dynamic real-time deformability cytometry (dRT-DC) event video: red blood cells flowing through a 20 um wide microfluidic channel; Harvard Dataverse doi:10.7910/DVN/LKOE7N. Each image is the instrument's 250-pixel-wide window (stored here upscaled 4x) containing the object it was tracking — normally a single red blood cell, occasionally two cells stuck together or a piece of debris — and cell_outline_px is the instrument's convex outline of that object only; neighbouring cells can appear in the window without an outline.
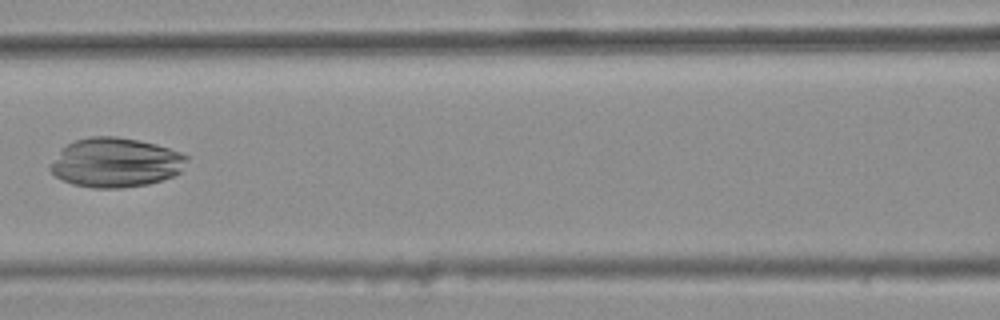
{"species": "common noctule bat (a hibernating species)", "species_latin": "Nyctalus noctula", "temperature_condition": "warm", "stored_images_in_passage": 5, "camera_frame_rate_fps": 3000, "um_per_image_px": 0.085, "animal": {"sex": "female", "body_mass_g": 25.1}, "frame": {"image": 1, "passage_image": 4, "time_ms": 1.0, "image_size_px": [1000, 320], "cell_outline_px": [[188, 160], [180, 172], [172, 176], [148, 184], [120, 188], [92, 188], [72, 184], [56, 176], [48, 168], [60, 148], [76, 140], [92, 136], [116, 136], [156, 144], [180, 152], [188, 156]], "centroid_in_image_um": [9.81, 13.82], "position_along_channel_um": 156.8, "area_um2": 39.25}}
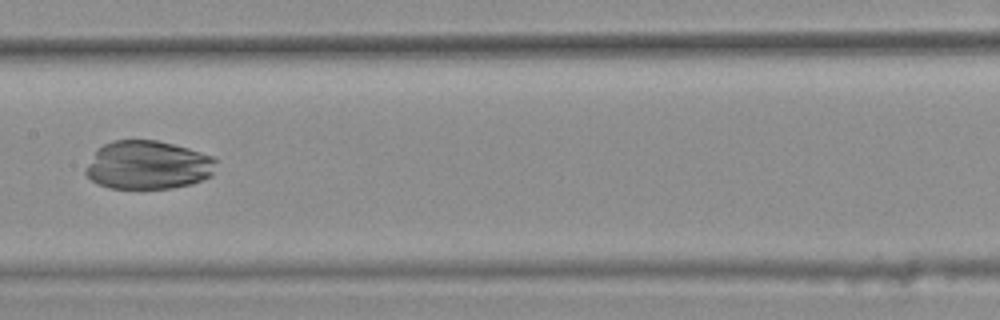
{"frame": {"image": 2, "passage_image": 5, "time_ms": 1.333, "image_size_px": [1000, 320], "cell_outline_px": [[216, 160], [212, 176], [192, 184], [172, 188], [108, 188], [96, 184], [84, 172], [84, 168], [96, 148], [112, 140], [156, 140], [188, 148], [212, 156]], "centroid_in_image_um": [12.53, 14.03], "position_along_channel_um": 194.9, "area_um2": 37.17}}